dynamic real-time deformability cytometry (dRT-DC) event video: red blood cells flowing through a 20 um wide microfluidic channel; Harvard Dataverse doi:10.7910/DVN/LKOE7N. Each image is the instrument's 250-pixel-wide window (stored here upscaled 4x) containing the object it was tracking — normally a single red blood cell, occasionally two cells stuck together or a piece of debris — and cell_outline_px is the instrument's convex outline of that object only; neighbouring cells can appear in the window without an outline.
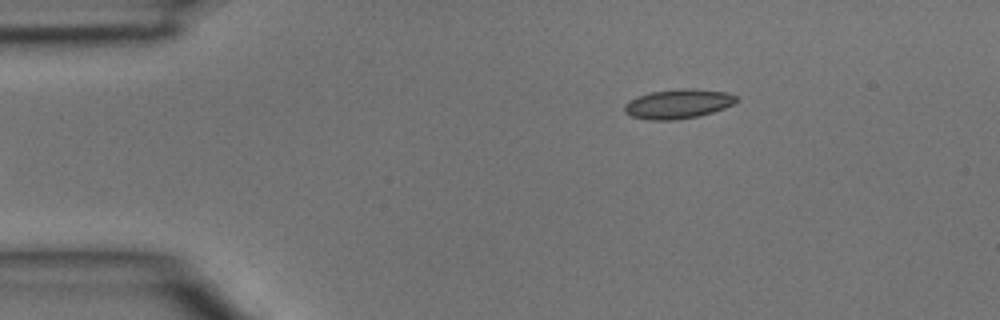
{"species": "common noctule bat (a hibernating species)", "species_latin": "Nyctalus noctula", "temperature_condition": "room temperature", "stored_images_in_passage": 4, "camera_frame_rate_fps": 3000, "um_per_image_px": 0.085, "animal": {"sex": "male", "body_mass_g": 15.6}, "frame": {"image": 1, "passage_image": 4, "time_ms": 1.0, "image_size_px": [1000, 320], "cell_outline_px": [[740, 100], [724, 108], [712, 112], [696, 116], [672, 120], [648, 120], [632, 116], [624, 112], [624, 104], [628, 100], [636, 96], [652, 92], [684, 88], [692, 88], [728, 92], [736, 96]], "centroid_in_image_um": [57.63, 8.82], "position_along_channel_um": 27.4, "area_um2": 19.19}}